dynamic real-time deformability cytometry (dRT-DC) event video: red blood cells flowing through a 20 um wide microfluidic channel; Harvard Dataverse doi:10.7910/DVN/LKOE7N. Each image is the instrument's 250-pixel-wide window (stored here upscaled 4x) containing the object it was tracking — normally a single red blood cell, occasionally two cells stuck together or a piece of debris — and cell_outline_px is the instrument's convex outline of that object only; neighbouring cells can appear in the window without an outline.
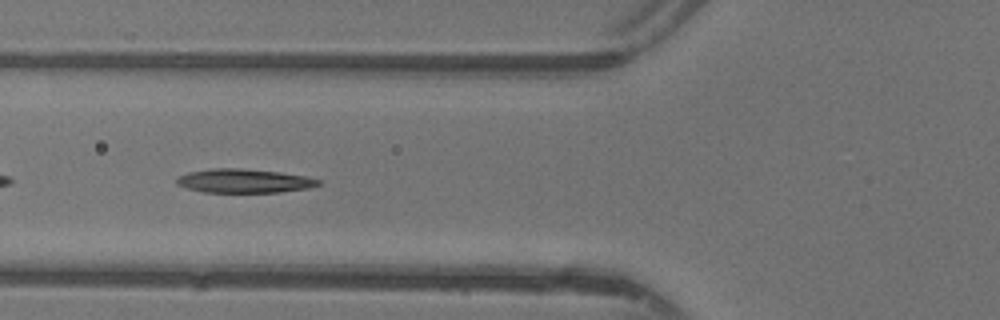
{"species": "common noctule bat (a hibernating species)", "species_latin": "Nyctalus noctula", "temperature_condition": "warm", "stored_images_in_passage": 35, "camera_frame_rate_fps": 3000, "um_per_image_px": 0.085, "animal": {"sex": "female"}, "frame": {"image": 1, "passage_image": 13, "time_ms": 4.0, "image_size_px": [1000, 320], "cell_outline_px": [[320, 184], [308, 188], [280, 192], [204, 192], [184, 188], [176, 184], [176, 180], [180, 176], [188, 172], [212, 168], [240, 168], [280, 172], [304, 176], [320, 180]], "centroid_in_image_um": [20.7, 15.37], "position_along_channel_um": 105.1, "area_um2": 19.65}}
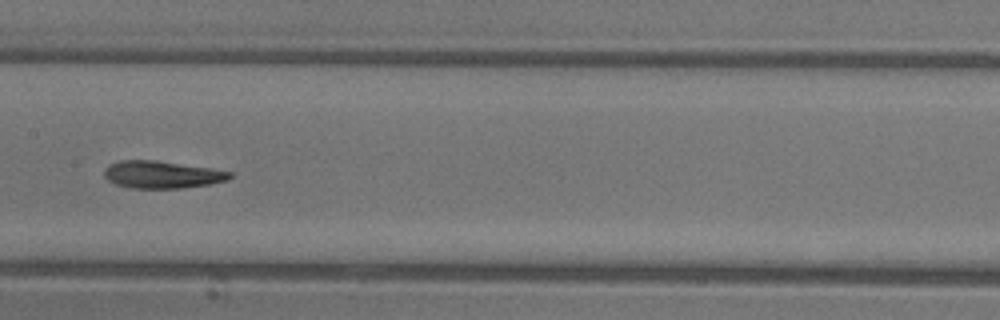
{"frame": {"image": 2, "passage_image": 19, "time_ms": 6.0, "image_size_px": [1000, 320], "cell_outline_px": [[232, 176], [228, 180], [208, 184], [180, 188], [132, 188], [116, 184], [108, 180], [104, 176], [104, 168], [108, 164], [120, 160], [156, 160], [208, 168], [232, 172]], "centroid_in_image_um": [13.72, 14.83], "position_along_channel_um": 193.7, "area_um2": 19.88}}
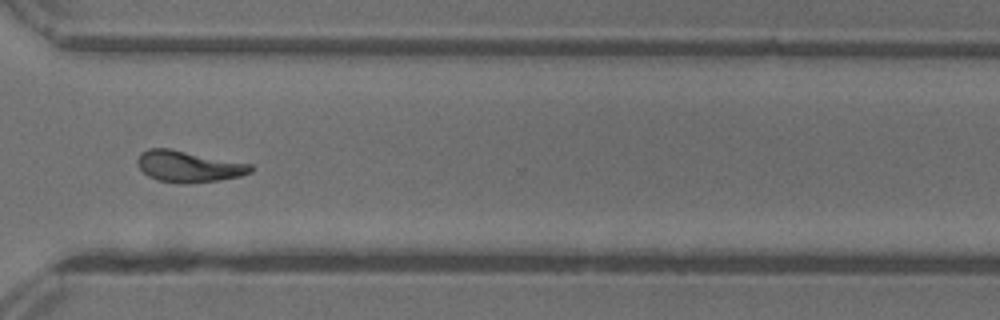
{"frame": {"image": 3, "passage_image": 30, "time_ms": 9.667, "image_size_px": [1000, 320], "cell_outline_px": [[252, 172], [240, 176], [216, 180], [184, 184], [180, 184], [156, 180], [148, 176], [136, 164], [136, 160], [140, 152], [148, 148], [168, 148], [252, 164]], "centroid_in_image_um": [15.98, 14.14], "position_along_channel_um": 354.6, "area_um2": 20.69}, "authors_computed_cell_mechanics": {"area_um2": 20.2878, "velocity_mm_per_s": 4.4022, "shape_relaxation_time_tau1_ms": 5.1128, "shape_relaxation_time_tau2_ms": 3.9618, "deformation_change_tau1": 0.1966, "deformation_change_tau2": 0.137}}